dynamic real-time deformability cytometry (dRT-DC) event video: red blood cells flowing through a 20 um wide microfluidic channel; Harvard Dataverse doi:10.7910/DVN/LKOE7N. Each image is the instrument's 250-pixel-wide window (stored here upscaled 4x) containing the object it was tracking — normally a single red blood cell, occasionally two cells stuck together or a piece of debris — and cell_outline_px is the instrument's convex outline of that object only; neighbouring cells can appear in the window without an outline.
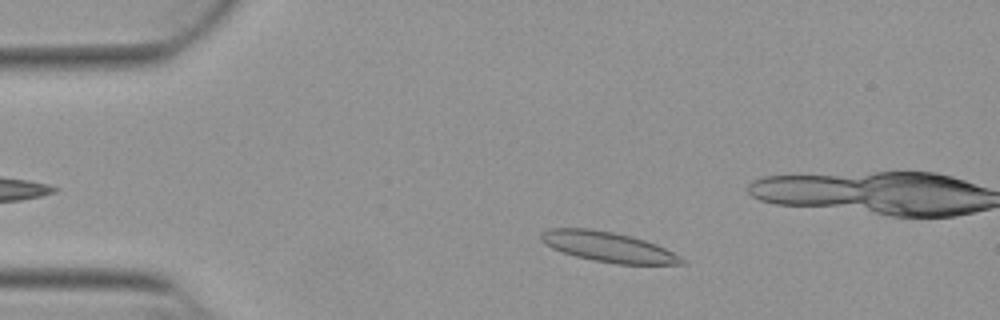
{"species": "Egyptian fruit bat (a non-hibernating species)", "species_latin": "Rousettus aegyptiacus", "temperature_condition": "warm", "stored_images_in_passage": 42, "camera_frame_rate_fps": 3000, "um_per_image_px": 0.085, "animal": {"sex": "female"}, "frame": {"image": 1, "passage_image": 7, "time_ms": 2.0, "image_size_px": [1000, 320], "cell_outline_px": [[688, 264], [616, 264], [592, 260], [576, 256], [552, 248], [540, 240], [540, 232], [552, 228], [588, 228], [612, 232], [632, 236], [656, 244], [688, 260]], "centroid_in_image_um": [51.72, 20.99], "position_along_channel_um": 33.3, "area_um2": 24.62}}
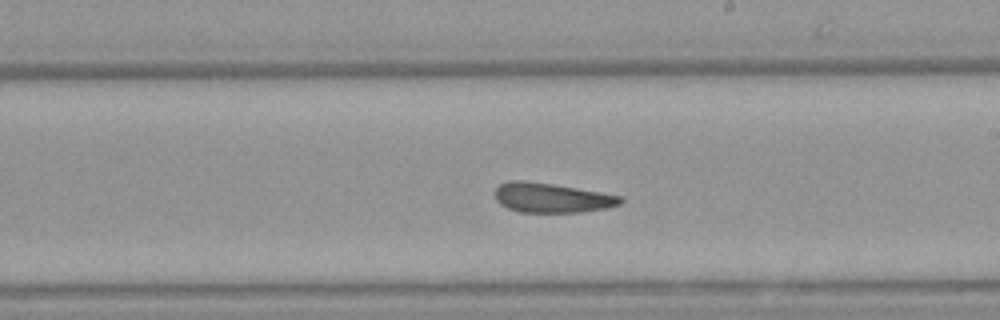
{"frame": {"image": 2, "passage_image": 27, "time_ms": 8.667, "image_size_px": [1000, 320], "cell_outline_px": [[624, 200], [620, 204], [608, 208], [580, 212], [520, 212], [508, 208], [500, 204], [496, 200], [496, 188], [500, 184], [508, 180], [524, 180], [552, 184], [624, 196]], "centroid_in_image_um": [46.91, 16.81], "position_along_channel_um": 242.1, "area_um2": 21.68}}
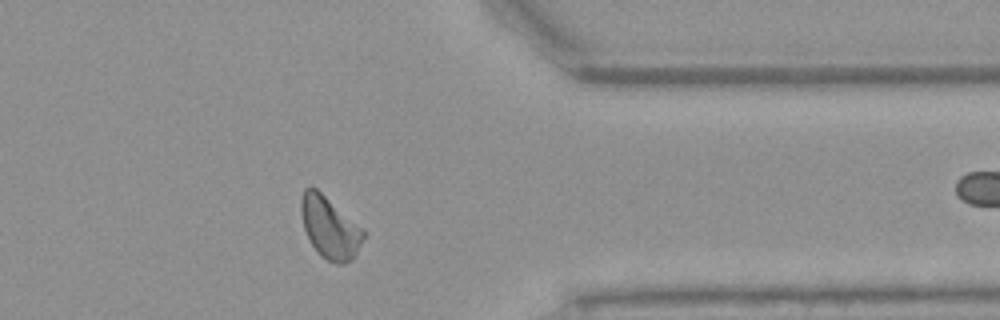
{"frame": {"image": 3, "passage_image": 39, "time_ms": 12.667, "image_size_px": [1000, 320], "cell_outline_px": [[364, 236], [352, 260], [344, 264], [336, 264], [320, 256], [312, 244], [304, 228], [300, 212], [300, 200], [304, 188], [316, 188], [364, 228]], "centroid_in_image_um": [28.02, 19.34], "position_along_channel_um": 383.4, "area_um2": 22.37}, "authors_computed_cell_mechanics": {"area_um2": 22.3108, "velocity_mm_per_s": 3.8423, "shape_relaxation_time_tau1_ms": 7.7654, "shape_relaxation_time_tau2_ms": 2.9472, "deformation_change_tau1": 0.1927, "deformation_change_tau2": 0.1157}}